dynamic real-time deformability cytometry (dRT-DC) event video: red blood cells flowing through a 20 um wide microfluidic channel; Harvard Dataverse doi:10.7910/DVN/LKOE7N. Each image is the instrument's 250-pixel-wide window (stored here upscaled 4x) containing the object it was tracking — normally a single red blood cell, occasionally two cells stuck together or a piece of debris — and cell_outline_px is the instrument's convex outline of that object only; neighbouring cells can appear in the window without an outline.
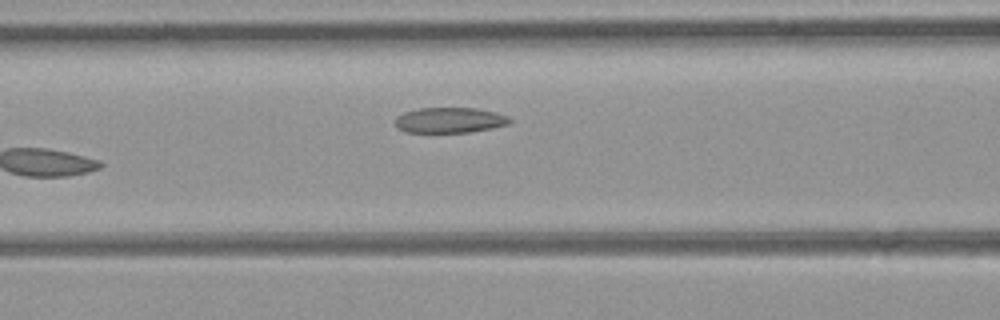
{"species": "common noctule bat (a hibernating species)", "species_latin": "Nyctalus noctula", "temperature_condition": "room temperature", "stored_images_in_passage": 6, "camera_frame_rate_fps": 3000, "um_per_image_px": 0.085, "animal": {"sex": "female", "body_mass_g": 21.9}, "frame": {"image": 1, "passage_image": 6, "time_ms": 1.667, "image_size_px": [1000, 320], "cell_outline_px": [[512, 120], [508, 124], [492, 128], [468, 132], [404, 132], [396, 124], [396, 116], [404, 112], [420, 108], [476, 108], [496, 112], [508, 116]], "centroid_in_image_um": [38.24, 10.21], "position_along_channel_um": 128.4, "area_um2": 16.88}}